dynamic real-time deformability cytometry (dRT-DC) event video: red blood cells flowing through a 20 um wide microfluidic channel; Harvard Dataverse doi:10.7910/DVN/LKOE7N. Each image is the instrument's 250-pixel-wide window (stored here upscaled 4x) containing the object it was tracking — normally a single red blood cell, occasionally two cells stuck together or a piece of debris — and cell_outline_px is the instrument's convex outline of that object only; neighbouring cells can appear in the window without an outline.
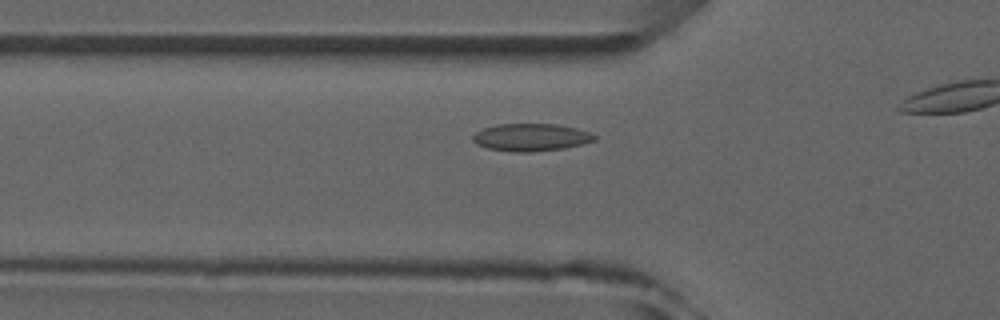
{"species": "common noctule bat (a hibernating species)", "species_latin": "Nyctalus noctula", "temperature_condition": "room temperature", "stored_images_in_passage": 3, "camera_frame_rate_fps": 3000, "um_per_image_px": 0.085, "animal": {"sex": "male", "forearm_length_mm": 52.5}, "frame": {"image": 1, "passage_image": 3, "time_ms": 2.333, "image_size_px": [1000, 320], "cell_outline_px": [[596, 140], [584, 144], [564, 148], [532, 152], [512, 152], [488, 148], [476, 144], [472, 140], [472, 136], [476, 132], [484, 128], [496, 124], [556, 124], [576, 128], [592, 132], [596, 136]], "centroid_in_image_um": [45.16, 11.67], "position_along_channel_um": 80.6, "area_um2": 19.65}}